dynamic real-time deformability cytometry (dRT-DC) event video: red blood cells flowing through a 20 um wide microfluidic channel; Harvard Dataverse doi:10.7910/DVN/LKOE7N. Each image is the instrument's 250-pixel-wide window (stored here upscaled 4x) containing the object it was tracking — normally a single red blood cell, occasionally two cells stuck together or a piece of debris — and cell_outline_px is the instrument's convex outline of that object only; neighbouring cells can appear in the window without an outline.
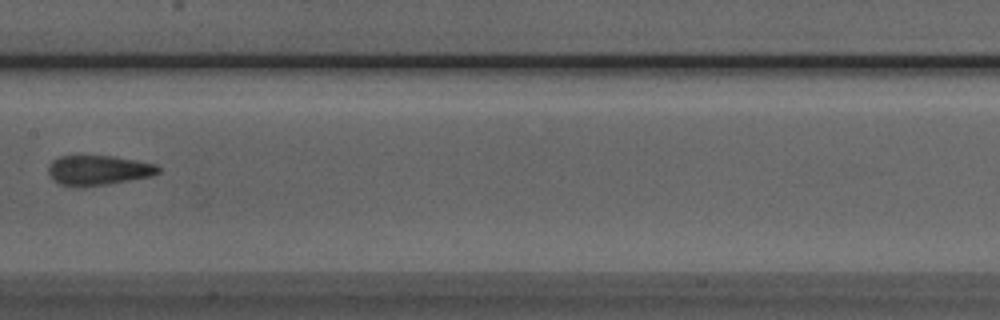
{"species": "Egyptian fruit bat (a non-hibernating species)", "species_latin": "Rousettus aegyptiacus", "temperature_condition": "room temperature", "stored_images_in_passage": 9, "camera_frame_rate_fps": 3000, "um_per_image_px": 0.085, "animal": {"sex": "male"}, "frame": {"image": 1, "passage_image": 8, "time_ms": 8.0, "image_size_px": [1000, 320], "cell_outline_px": [[160, 172], [152, 176], [108, 184], [84, 188], [60, 184], [52, 180], [48, 172], [48, 168], [52, 160], [60, 156], [76, 152], [112, 156], [136, 160], [156, 164], [160, 168]], "centroid_in_image_um": [8.3, 14.43], "position_along_channel_um": 199.1, "area_um2": 20.06}}
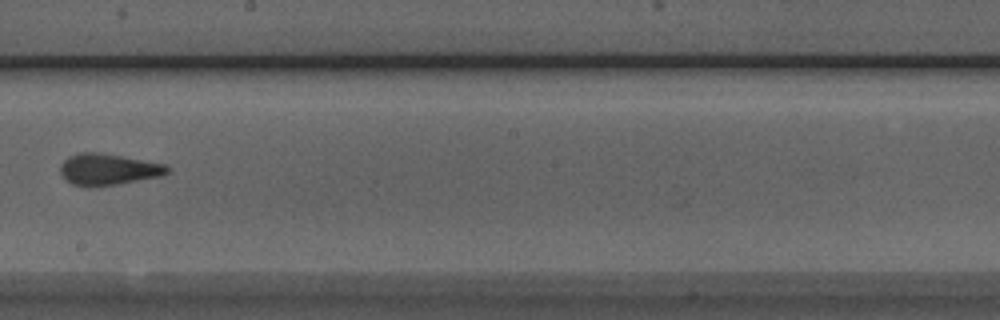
{"frame": {"image": 2, "passage_image": 9, "time_ms": 9.0, "image_size_px": [1000, 320], "cell_outline_px": [[168, 172], [160, 176], [116, 184], [88, 188], [72, 184], [60, 172], [60, 164], [68, 156], [80, 152], [100, 152], [164, 164], [168, 168]], "centroid_in_image_um": [9.14, 14.4], "position_along_channel_um": 239.1, "area_um2": 19.42}}